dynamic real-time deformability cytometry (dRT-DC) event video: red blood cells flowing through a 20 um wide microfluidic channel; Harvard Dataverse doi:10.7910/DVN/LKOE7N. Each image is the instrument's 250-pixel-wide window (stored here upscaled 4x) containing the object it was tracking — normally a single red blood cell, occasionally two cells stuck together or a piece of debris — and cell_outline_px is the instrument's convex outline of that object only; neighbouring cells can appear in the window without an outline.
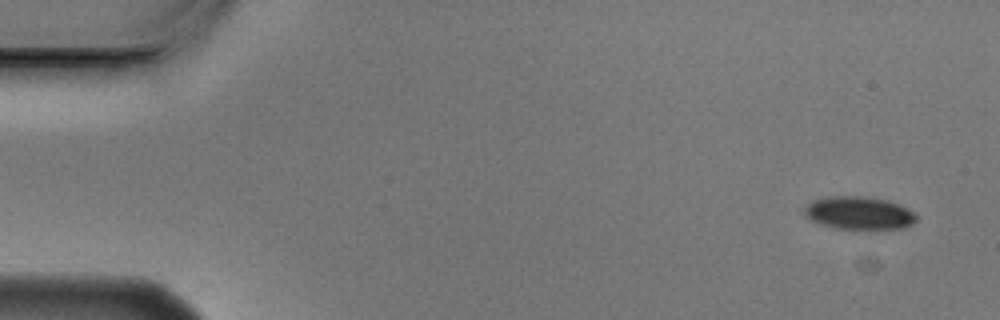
{"species": "Egyptian fruit bat (a non-hibernating species)", "species_latin": "Rousettus aegyptiacus", "temperature_condition": "cold", "stored_images_in_passage": 5, "segment_of_instrument_passage": [1, 2], "camera_frame_rate_fps": 3000, "um_per_image_px": 0.085, "animal": {"sex": "male"}, "frame": {"image": 1, "passage_image": 1, "time_ms": 0.0, "image_size_px": [1000, 320], "cell_outline_px": [[916, 220], [912, 224], [904, 228], [836, 228], [820, 224], [812, 220], [804, 212], [804, 208], [812, 200], [828, 196], [864, 196], [888, 200], [900, 204], [916, 212]], "centroid_in_image_um": [73.04, 18.08], "position_along_channel_um": 12.0, "area_um2": 21.39}}